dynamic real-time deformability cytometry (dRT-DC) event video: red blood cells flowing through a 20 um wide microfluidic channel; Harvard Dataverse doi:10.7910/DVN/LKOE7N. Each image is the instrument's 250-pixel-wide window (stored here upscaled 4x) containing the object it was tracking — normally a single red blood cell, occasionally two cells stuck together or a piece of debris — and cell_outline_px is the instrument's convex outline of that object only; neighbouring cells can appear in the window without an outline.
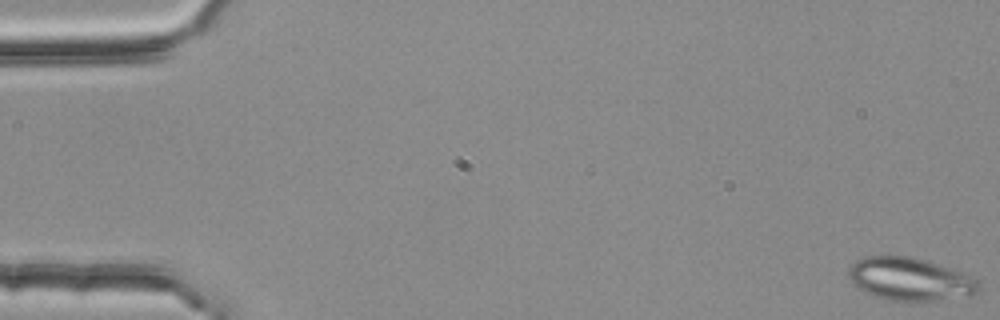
{"species": "common noctule bat (a hibernating species)", "species_latin": "Nyctalus noctula", "temperature_condition": "room temperature", "stored_images_in_passage": 4, "camera_frame_rate_fps": 3000, "um_per_image_px": 0.085, "animal": {"sex": "female", "body_mass_g": 25.1}, "frame": {"image": 1, "passage_image": 1, "time_ms": 0.0, "image_size_px": [1000, 320], "cell_outline_px": [[980, 292], [972, 296], [920, 304], [892, 300], [872, 296], [864, 292], [852, 284], [848, 280], [848, 268], [856, 260], [864, 256], [912, 256], [960, 272], [976, 280], [980, 284]], "centroid_in_image_um": [77.34, 23.78], "position_along_channel_um": 7.7, "area_um2": 33.41}}